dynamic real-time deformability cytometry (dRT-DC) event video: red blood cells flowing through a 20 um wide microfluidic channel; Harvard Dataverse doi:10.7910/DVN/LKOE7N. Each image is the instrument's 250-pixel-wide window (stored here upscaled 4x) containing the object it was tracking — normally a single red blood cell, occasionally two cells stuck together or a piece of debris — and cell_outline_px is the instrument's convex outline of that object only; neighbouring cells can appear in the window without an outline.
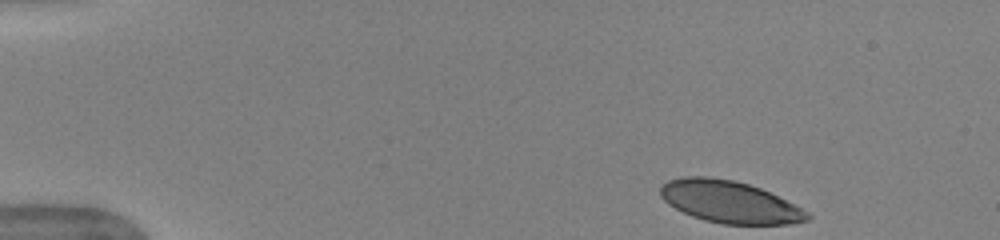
{"species": "human", "species_latin": "Homo sapiens", "temperature_condition": "warm", "stored_images_in_passage": 39, "camera_frame_rate_fps": 3000, "um_per_image_px": 0.085, "donor": {"sex": "female"}, "frame": {"image": 1, "passage_image": 1, "time_ms": 0.0, "image_size_px": [1000, 240], "cell_outline_px": [[812, 216], [808, 220], [792, 224], [724, 224], [704, 220], [692, 216], [668, 204], [660, 196], [660, 188], [668, 180], [680, 176], [708, 176], [732, 180], [748, 184], [760, 188], [808, 212]], "centroid_in_image_um": [61.98, 17.16], "position_along_channel_um": 23.0, "area_um2": 35.72}}
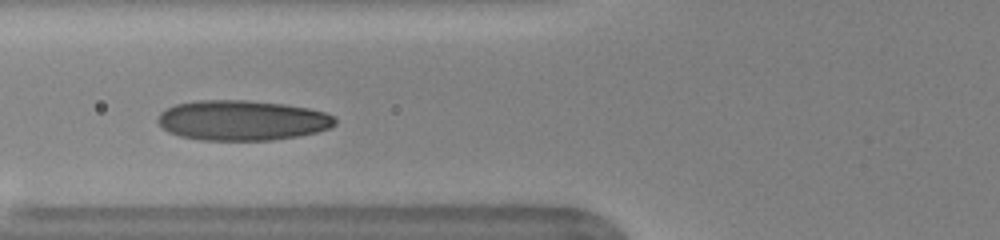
{"frame": {"image": 2, "passage_image": 15, "time_ms": 4.667, "image_size_px": [1000, 240], "cell_outline_px": [[336, 124], [328, 128], [316, 132], [296, 136], [272, 140], [200, 140], [180, 136], [168, 132], [156, 120], [160, 112], [164, 108], [176, 104], [200, 100], [248, 100], [284, 104], [308, 108], [324, 112], [332, 116], [336, 120]], "centroid_in_image_um": [20.54, 10.22], "position_along_channel_um": 105.3, "area_um2": 41.44}}
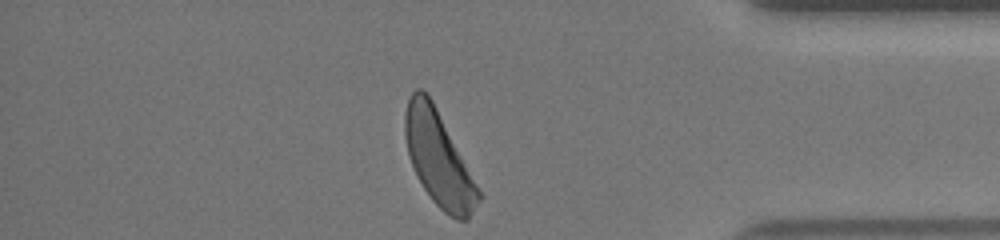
{"frame": {"image": 3, "passage_image": 39, "time_ms": 12.667, "image_size_px": [1000, 240], "cell_outline_px": [[484, 196], [468, 220], [456, 220], [444, 212], [432, 200], [416, 176], [408, 152], [404, 136], [404, 112], [408, 96], [416, 88], [424, 88], [428, 92]], "centroid_in_image_um": [37.29, 13.48], "position_along_channel_um": 397.9, "area_um2": 40.81}, "authors_computed_cell_mechanics": {"area_um2": 39.7664, "velocity_mm_per_s": 3.9408, "shape_relaxation_time_tau1_ms": 2.9301, "shape_relaxation_time_tau2_ms": 1.7496, "deformation_change_tau1": 0.1323, "deformation_change_tau2": 0.0936}}